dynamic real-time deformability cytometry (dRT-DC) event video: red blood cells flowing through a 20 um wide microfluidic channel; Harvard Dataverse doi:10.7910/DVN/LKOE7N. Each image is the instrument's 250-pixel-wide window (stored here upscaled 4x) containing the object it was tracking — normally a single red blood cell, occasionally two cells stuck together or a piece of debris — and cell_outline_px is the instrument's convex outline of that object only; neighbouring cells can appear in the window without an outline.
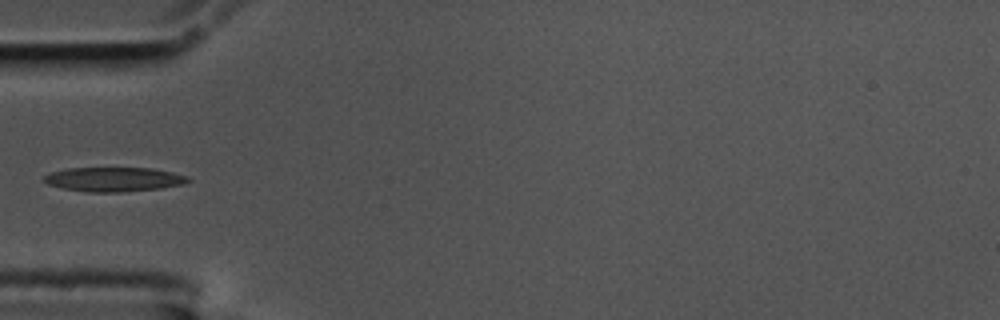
{"species": "common noctule bat (a hibernating species)", "species_latin": "Nyctalus noctula", "temperature_condition": "cold", "stored_images_in_passage": 24, "camera_frame_rate_fps": 3000, "um_per_image_px": 0.085, "animal": {"sex": "male", "body_mass_g": 17.5, "forearm_length_mm": 52.3}, "frame": {"image": 1, "passage_image": 1, "time_ms": 0.0, "image_size_px": [1000, 320], "cell_outline_px": [[192, 180], [184, 184], [160, 188], [120, 192], [88, 192], [64, 188], [48, 184], [44, 180], [44, 176], [52, 172], [68, 168], [152, 168], [172, 172], [188, 176]], "centroid_in_image_um": [9.72, 15.24], "position_along_channel_um": 75.3, "area_um2": 20.29}}
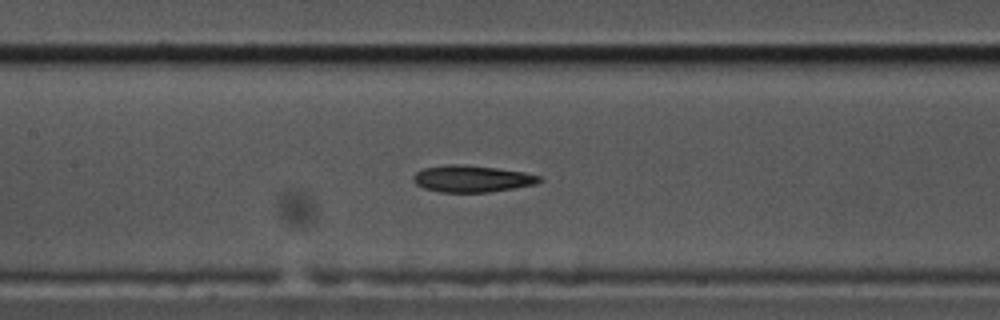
{"frame": {"image": 2, "passage_image": 9, "time_ms": 2.667, "image_size_px": [1000, 320], "cell_outline_px": [[544, 180], [536, 184], [488, 192], [440, 192], [424, 188], [416, 184], [412, 180], [412, 176], [416, 172], [424, 168], [448, 164], [460, 164], [496, 168], [524, 172], [540, 176]], "centroid_in_image_um": [40.1, 15.19], "position_along_channel_um": 167.3, "area_um2": 19.59}}
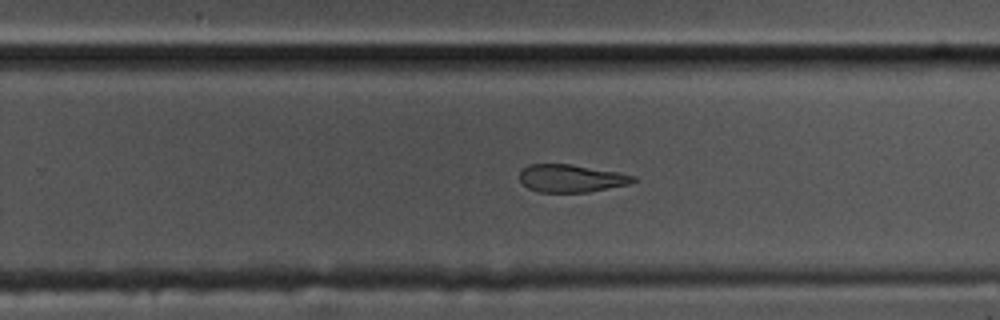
{"frame": {"image": 3, "passage_image": 19, "time_ms": 6.0, "image_size_px": [1000, 320], "cell_outline_px": [[636, 180], [628, 184], [588, 192], [536, 192], [528, 188], [520, 180], [520, 168], [528, 164], [572, 164], [620, 172], [636, 176]], "centroid_in_image_um": [48.53, 15.15], "position_along_channel_um": 281.3, "area_um2": 18.5}}